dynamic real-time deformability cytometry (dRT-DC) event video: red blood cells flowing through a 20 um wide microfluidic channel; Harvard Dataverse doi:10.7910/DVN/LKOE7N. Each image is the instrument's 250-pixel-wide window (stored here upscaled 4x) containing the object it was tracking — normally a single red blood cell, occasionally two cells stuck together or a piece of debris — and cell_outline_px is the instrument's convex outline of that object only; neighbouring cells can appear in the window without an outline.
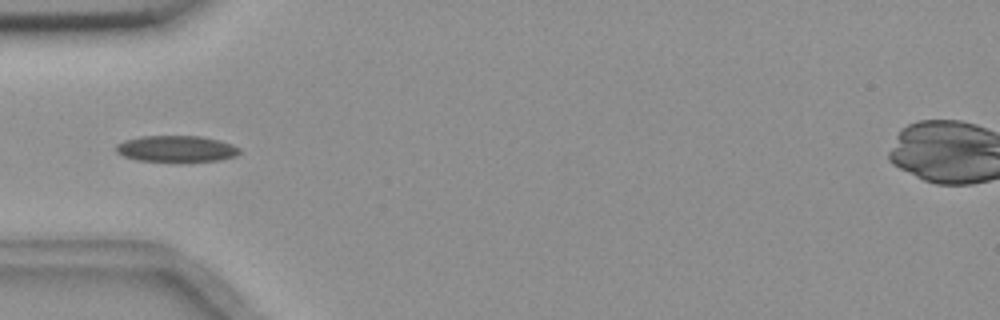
{"species": "common noctule bat (a hibernating species)", "species_latin": "Nyctalus noctula", "temperature_condition": "room temperature", "stored_images_in_passage": 7, "camera_frame_rate_fps": 3000, "um_per_image_px": 0.085, "animal": {"sex": "female", "body_mass_g": 18.4}, "frame": {"image": 1, "passage_image": 5, "time_ms": 1.333, "image_size_px": [1000, 320], "cell_outline_px": [[240, 152], [236, 156], [220, 160], [136, 160], [124, 156], [116, 152], [116, 144], [124, 140], [140, 136], [200, 136], [220, 140], [232, 144], [240, 148]], "centroid_in_image_um": [14.99, 12.62], "position_along_channel_um": 70.0, "area_um2": 18.61}}
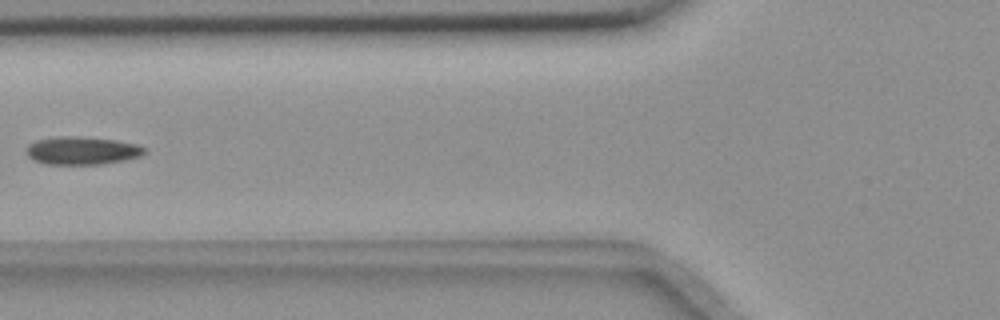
{"frame": {"image": 2, "passage_image": 6, "time_ms": 1.667, "image_size_px": [1000, 320], "cell_outline_px": [[148, 152], [140, 156], [124, 160], [100, 164], [44, 164], [32, 160], [28, 156], [28, 144], [36, 140], [56, 136], [80, 136], [116, 140], [136, 144], [144, 148]], "centroid_in_image_um": [6.96, 12.8], "position_along_channel_um": 118.8, "area_um2": 19.31}}
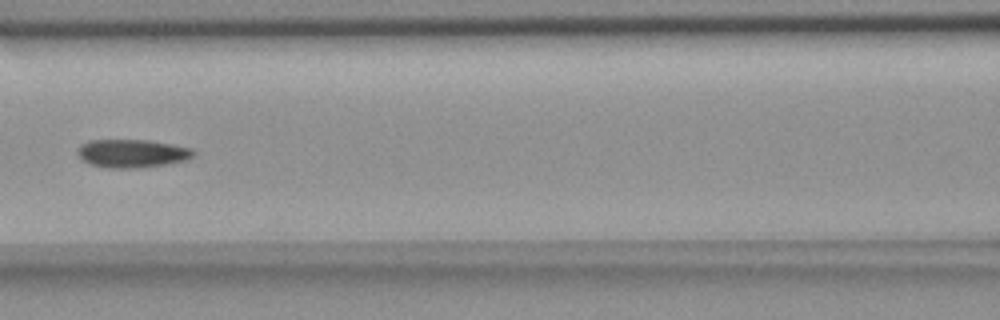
{"frame": {"image": 3, "passage_image": 7, "time_ms": 2.0, "image_size_px": [1000, 320], "cell_outline_px": [[196, 152], [188, 160], [164, 164], [136, 168], [108, 168], [88, 164], [76, 152], [80, 144], [88, 140], [148, 140], [172, 144], [192, 148]], "centroid_in_image_um": [11.22, 13.03], "position_along_channel_um": 155.4, "area_um2": 19.13}}